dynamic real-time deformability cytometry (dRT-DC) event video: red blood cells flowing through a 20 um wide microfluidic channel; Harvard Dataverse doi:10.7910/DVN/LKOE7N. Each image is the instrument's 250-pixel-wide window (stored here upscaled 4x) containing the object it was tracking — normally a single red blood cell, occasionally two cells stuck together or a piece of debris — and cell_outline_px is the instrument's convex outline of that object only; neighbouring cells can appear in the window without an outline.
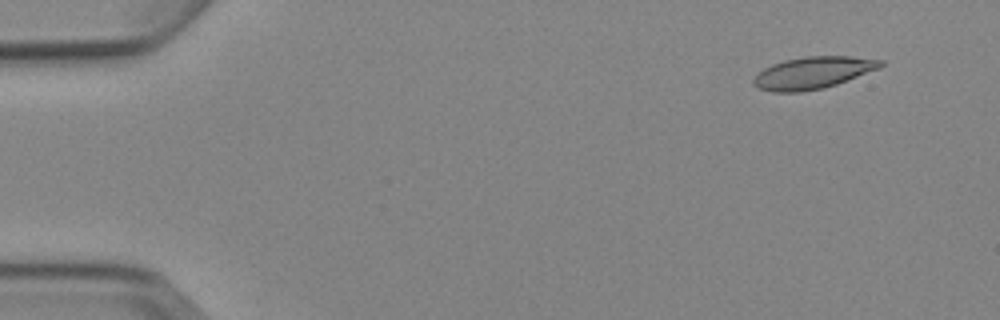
{"species": "Egyptian fruit bat (a non-hibernating species)", "species_latin": "Rousettus aegyptiacus", "temperature_condition": "cold", "stored_images_in_passage": 6, "camera_frame_rate_fps": 3000, "um_per_image_px": 0.085, "animal": {"sex": "female"}, "frame": {"image": 1, "passage_image": 2, "time_ms": 1.333, "image_size_px": [1000, 320], "cell_outline_px": [[884, 64], [880, 68], [836, 84], [824, 88], [800, 92], [772, 92], [756, 88], [752, 84], [752, 80], [756, 72], [772, 64], [784, 60], [804, 56], [848, 56], [884, 60]], "centroid_in_image_um": [69.04, 6.19], "position_along_channel_um": 16.0, "area_um2": 23.93}}
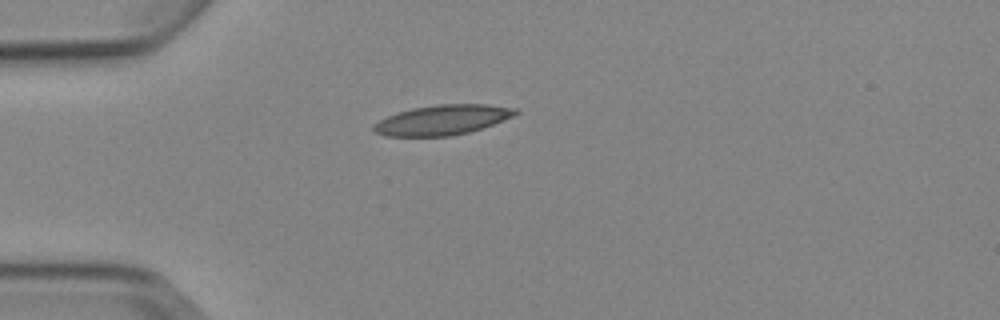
{"frame": {"image": 2, "passage_image": 5, "time_ms": 4.667, "image_size_px": [1000, 320], "cell_outline_px": [[520, 112], [516, 116], [468, 132], [452, 136], [384, 136], [376, 132], [372, 128], [372, 124], [388, 116], [412, 108], [440, 104], [488, 104], [516, 108]], "centroid_in_image_um": [37.63, 10.19], "position_along_channel_um": 47.4, "area_um2": 24.68}}